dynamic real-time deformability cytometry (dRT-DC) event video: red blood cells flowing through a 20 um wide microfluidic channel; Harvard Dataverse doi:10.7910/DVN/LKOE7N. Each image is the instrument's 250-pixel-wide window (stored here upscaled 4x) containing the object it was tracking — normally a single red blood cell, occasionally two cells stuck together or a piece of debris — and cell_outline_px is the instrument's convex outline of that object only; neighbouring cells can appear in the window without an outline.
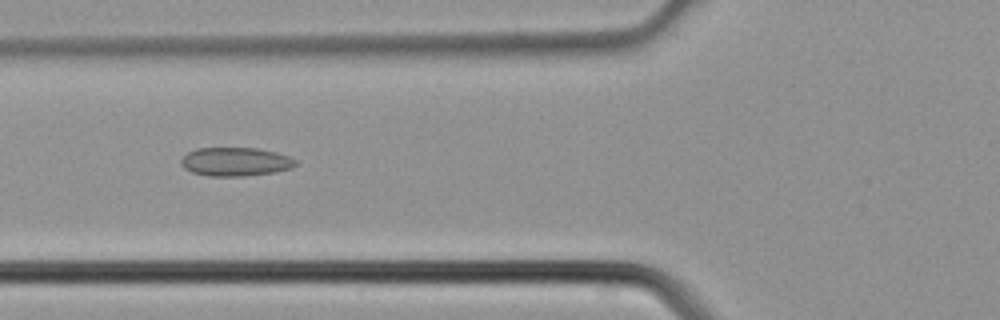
{"species": "common noctule bat (a hibernating species)", "species_latin": "Nyctalus noctula", "temperature_condition": "cold", "stored_images_in_passage": 5, "camera_frame_rate_fps": 3000, "um_per_image_px": 0.085, "animal": {"sex": "male", "body_mass_g": 21.5, "forearm_length_mm": 52.0}, "frame": {"image": 1, "passage_image": 5, "time_ms": 1.333, "image_size_px": [1000, 320], "cell_outline_px": [[296, 164], [292, 168], [272, 172], [244, 176], [208, 176], [192, 172], [184, 168], [180, 164], [180, 160], [188, 152], [196, 148], [256, 148], [276, 152], [288, 156], [296, 160]], "centroid_in_image_um": [19.98, 13.74], "position_along_channel_um": 105.8, "area_um2": 19.07}}